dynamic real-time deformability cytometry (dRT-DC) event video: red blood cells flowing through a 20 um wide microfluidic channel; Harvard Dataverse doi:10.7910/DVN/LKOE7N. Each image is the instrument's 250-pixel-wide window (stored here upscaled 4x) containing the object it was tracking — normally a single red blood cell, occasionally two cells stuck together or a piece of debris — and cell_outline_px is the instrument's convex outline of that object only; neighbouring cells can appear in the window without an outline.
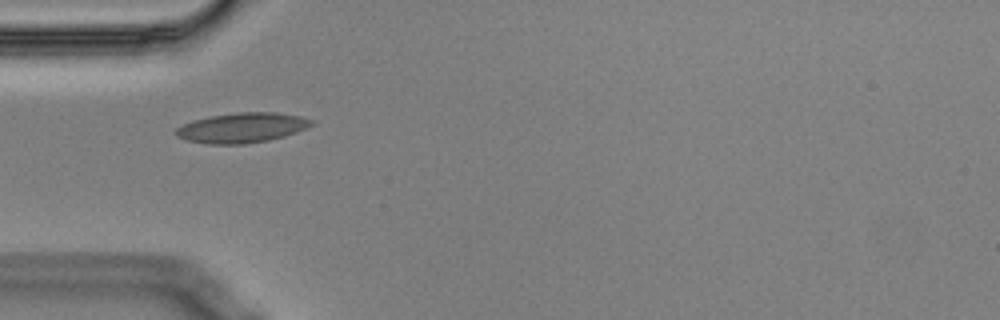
{"species": "Egyptian fruit bat (a non-hibernating species)", "species_latin": "Rousettus aegyptiacus", "temperature_condition": "cold", "stored_images_in_passage": 36, "camera_frame_rate_fps": 3000, "um_per_image_px": 0.085, "animal": {"sex": "male"}, "frame": {"image": 1, "passage_image": 1, "time_ms": 0.0, "image_size_px": [1000, 320], "cell_outline_px": [[316, 124], [308, 128], [284, 136], [268, 140], [244, 144], [208, 144], [188, 140], [176, 136], [172, 132], [176, 128], [192, 120], [212, 116], [236, 112], [276, 112], [300, 116], [316, 120]], "centroid_in_image_um": [20.6, 10.85], "position_along_channel_um": 64.4, "area_um2": 23.87}}
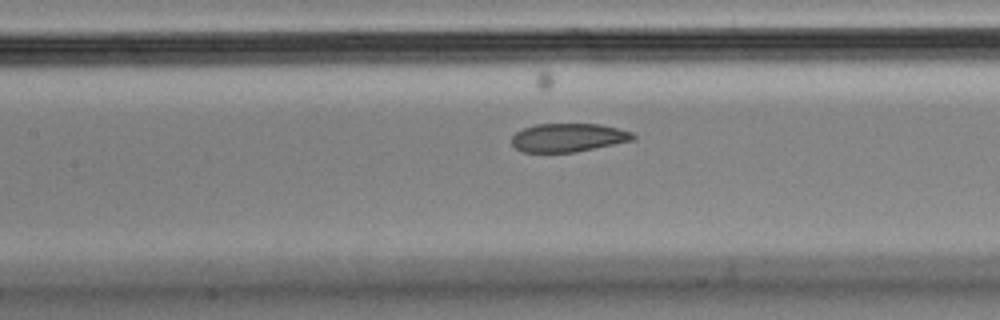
{"frame": {"image": 2, "passage_image": 9, "time_ms": 2.667, "image_size_px": [1000, 320], "cell_outline_px": [[636, 136], [632, 140], [576, 152], [524, 152], [516, 148], [512, 144], [512, 136], [516, 132], [524, 128], [536, 124], [600, 124], [632, 132]], "centroid_in_image_um": [48.28, 11.69], "position_along_channel_um": 159.1, "area_um2": 19.94}}
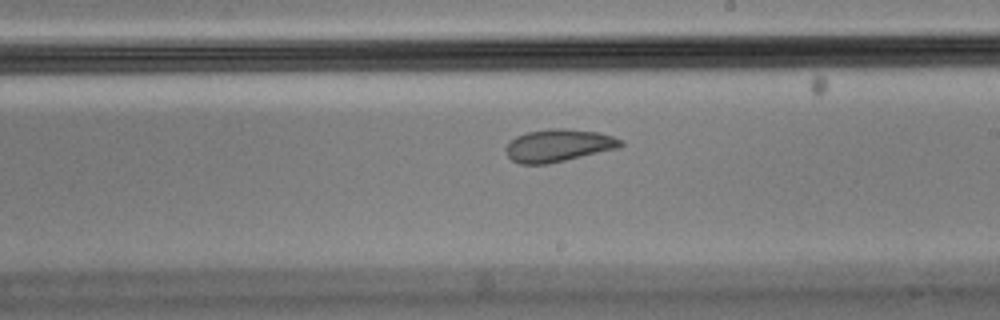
{"frame": {"image": 3, "passage_image": 16, "time_ms": 5.0, "image_size_px": [1000, 320], "cell_outline_px": [[624, 144], [620, 148], [548, 164], [520, 164], [512, 160], [508, 156], [508, 144], [516, 136], [528, 132], [548, 128], [568, 128], [600, 132], [624, 140]], "centroid_in_image_um": [47.54, 12.35], "position_along_channel_um": 241.5, "area_um2": 21.85}, "authors_computed_cell_mechanics": {"area_um2": 21.9351, "velocity_mm_per_s": 3.5445, "shape_relaxation_time_tau1_ms": null, "shape_relaxation_time_tau2_ms": 2.8304, "deformation_change_tau1": null, "deformation_change_tau2": 0.0539}}